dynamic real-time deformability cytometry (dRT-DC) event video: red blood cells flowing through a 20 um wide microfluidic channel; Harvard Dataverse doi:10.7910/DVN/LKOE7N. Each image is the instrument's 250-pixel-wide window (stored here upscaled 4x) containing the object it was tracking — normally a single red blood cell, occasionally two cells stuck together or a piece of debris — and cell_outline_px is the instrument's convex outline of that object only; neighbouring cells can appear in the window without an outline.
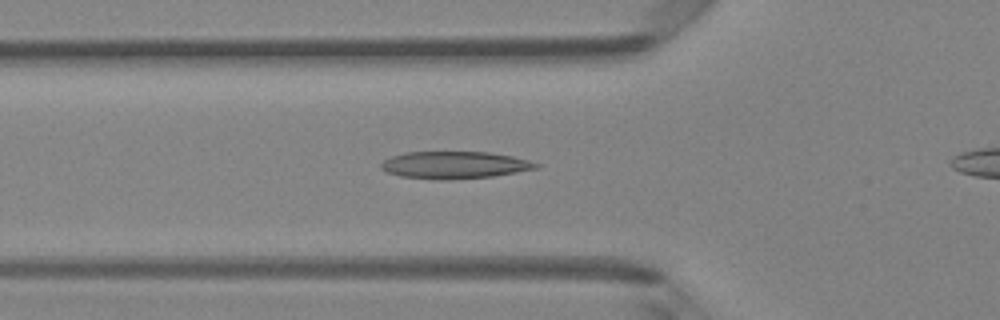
{"species": "Egyptian fruit bat (a non-hibernating species)", "species_latin": "Rousettus aegyptiacus", "temperature_condition": "room temperature", "stored_images_in_passage": 30, "camera_frame_rate_fps": 3000, "um_per_image_px": 0.085, "animal": {"sex": "female"}, "frame": {"image": 1, "passage_image": 5, "time_ms": 1.333, "image_size_px": [1000, 320], "cell_outline_px": [[540, 168], [492, 176], [448, 180], [400, 176], [388, 172], [380, 168], [380, 164], [384, 160], [392, 156], [404, 152], [488, 152], [512, 156], [528, 160], [540, 164]], "centroid_in_image_um": [38.64, 14.02], "position_along_channel_um": 87.2, "area_um2": 24.45}}
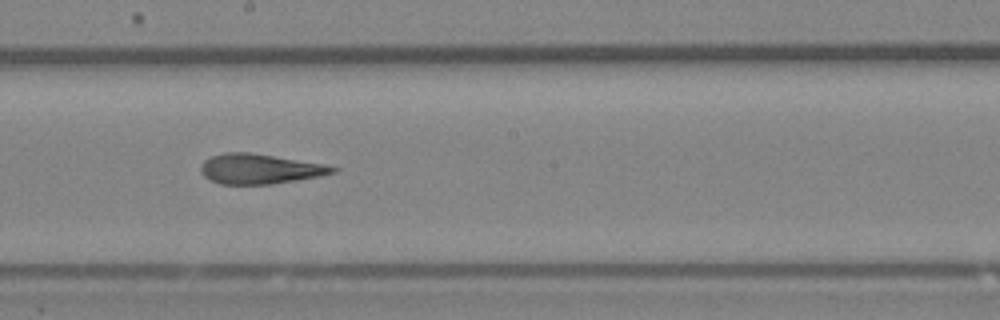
{"frame": {"image": 2, "passage_image": 15, "time_ms": 4.667, "image_size_px": [1000, 320], "cell_outline_px": [[340, 168], [336, 172], [320, 176], [272, 184], [220, 184], [208, 180], [200, 172], [200, 164], [204, 160], [212, 156], [224, 152], [248, 152], [324, 164]], "centroid_in_image_um": [22.04, 14.36], "position_along_channel_um": 226.2, "area_um2": 23.06}}
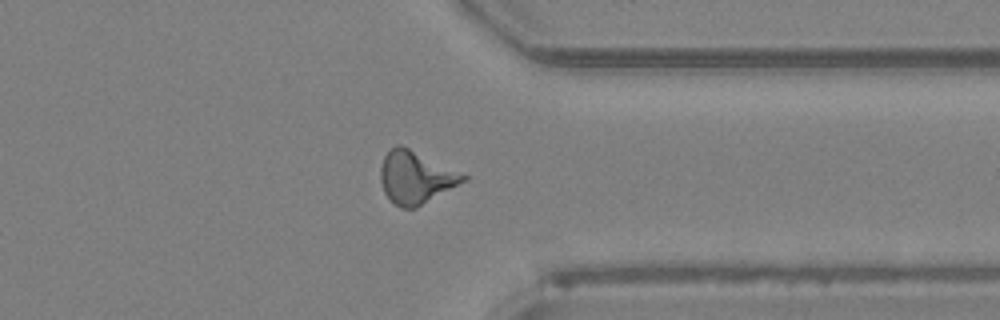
{"frame": {"image": 3, "passage_image": 26, "time_ms": 8.333, "image_size_px": [1000, 320], "cell_outline_px": [[468, 180], [416, 208], [400, 208], [384, 192], [380, 180], [380, 168], [384, 156], [396, 144], [400, 144], [468, 176]], "centroid_in_image_um": [35.33, 15.09], "position_along_channel_um": 376.1, "area_um2": 24.97}}